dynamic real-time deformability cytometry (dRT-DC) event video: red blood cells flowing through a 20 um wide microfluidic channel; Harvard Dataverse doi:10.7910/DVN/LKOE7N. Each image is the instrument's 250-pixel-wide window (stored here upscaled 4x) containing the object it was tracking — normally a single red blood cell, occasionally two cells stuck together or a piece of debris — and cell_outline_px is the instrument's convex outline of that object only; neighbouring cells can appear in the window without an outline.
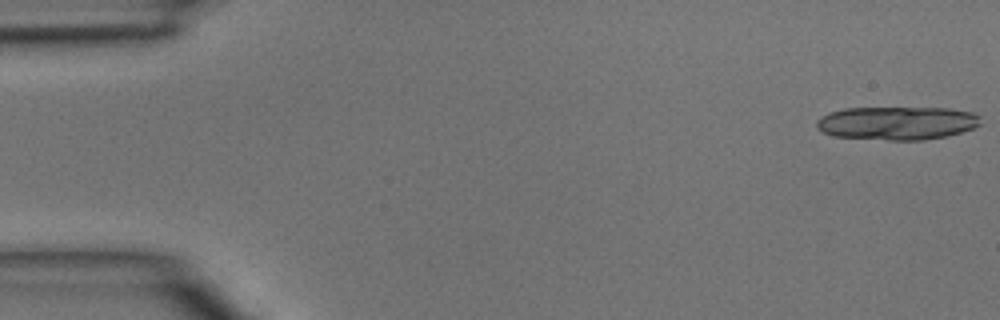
{"species": "common noctule bat (a hibernating species)", "species_latin": "Nyctalus noctula", "temperature_condition": "room temperature", "stored_images_in_passage": 16, "camera_frame_rate_fps": 3000, "um_per_image_px": 0.085, "animal": {"sex": "male", "body_mass_g": 15.6}, "frame": {"image": 1, "passage_image": 1, "time_ms": 0.0, "image_size_px": [1000, 320], "cell_outline_px": [[980, 124], [972, 128], [948, 136], [924, 140], [888, 140], [832, 136], [816, 128], [816, 120], [820, 116], [828, 112], [844, 108], [948, 108], [972, 112], [980, 116]], "centroid_in_image_um": [76.21, 10.46], "position_along_channel_um": 8.8, "area_um2": 32.08}}